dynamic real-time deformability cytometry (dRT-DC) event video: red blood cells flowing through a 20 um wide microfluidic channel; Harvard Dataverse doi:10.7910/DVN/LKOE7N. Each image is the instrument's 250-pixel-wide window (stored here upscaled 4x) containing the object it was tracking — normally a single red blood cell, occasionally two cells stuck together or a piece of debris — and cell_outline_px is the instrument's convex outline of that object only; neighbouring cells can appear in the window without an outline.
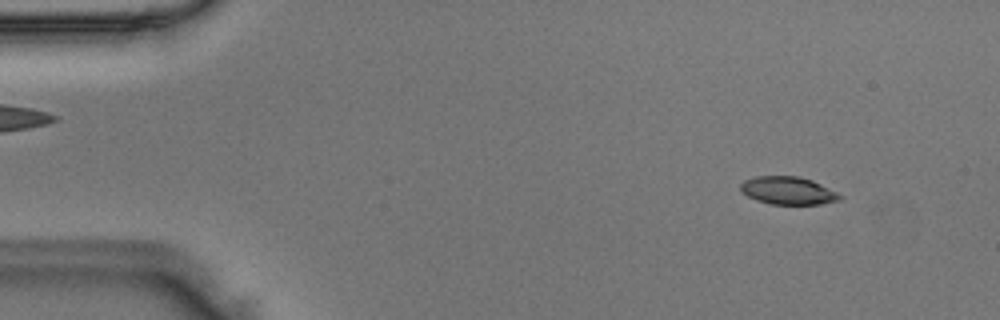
{"species": "Egyptian fruit bat (a non-hibernating species)", "species_latin": "Rousettus aegyptiacus", "temperature_condition": "room temperature", "stored_images_in_passage": 51, "camera_frame_rate_fps": 3000, "um_per_image_px": 0.085, "animal": {"sex": "male"}, "frame": {"image": 1, "passage_image": 5, "time_ms": 1.333, "image_size_px": [1000, 320], "cell_outline_px": [[844, 196], [840, 200], [820, 204], [772, 204], [756, 200], [740, 192], [740, 184], [744, 180], [756, 176], [800, 176], [812, 180]], "centroid_in_image_um": [66.96, 16.2], "position_along_channel_um": 18.0, "area_um2": 16.13}}
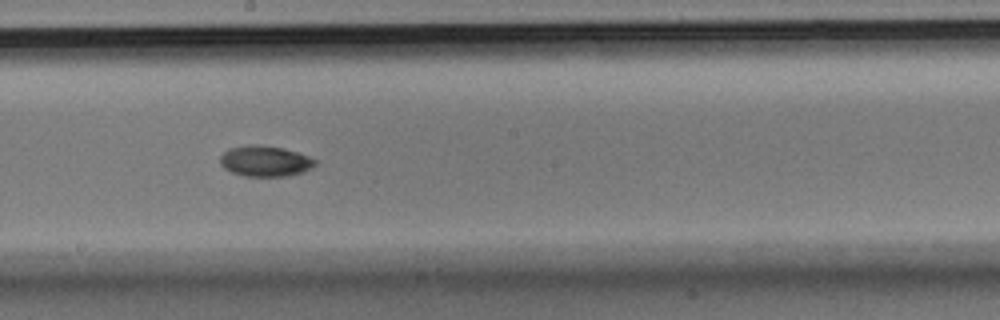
{"frame": {"image": 2, "passage_image": 28, "time_ms": 9.0, "image_size_px": [1000, 320], "cell_outline_px": [[316, 164], [312, 168], [288, 176], [244, 176], [232, 172], [224, 168], [220, 164], [220, 156], [228, 148], [248, 144], [260, 144], [284, 148], [308, 156], [316, 160]], "centroid_in_image_um": [22.51, 13.68], "position_along_channel_um": 225.7, "area_um2": 17.11}}
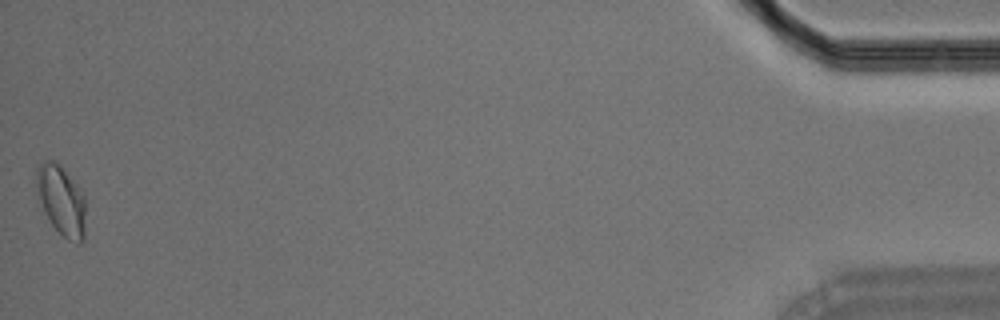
{"frame": {"image": 3, "passage_image": 51, "time_ms": 16.667, "image_size_px": [1000, 320], "cell_outline_px": [[84, 240], [80, 244], [76, 244], [68, 240], [52, 224], [44, 212], [36, 196], [36, 168], [44, 160], [52, 160], [60, 164], [80, 188], [84, 196]], "centroid_in_image_um": [5.19, 17.02], "position_along_channel_um": 430.0, "area_um2": 20.17}}